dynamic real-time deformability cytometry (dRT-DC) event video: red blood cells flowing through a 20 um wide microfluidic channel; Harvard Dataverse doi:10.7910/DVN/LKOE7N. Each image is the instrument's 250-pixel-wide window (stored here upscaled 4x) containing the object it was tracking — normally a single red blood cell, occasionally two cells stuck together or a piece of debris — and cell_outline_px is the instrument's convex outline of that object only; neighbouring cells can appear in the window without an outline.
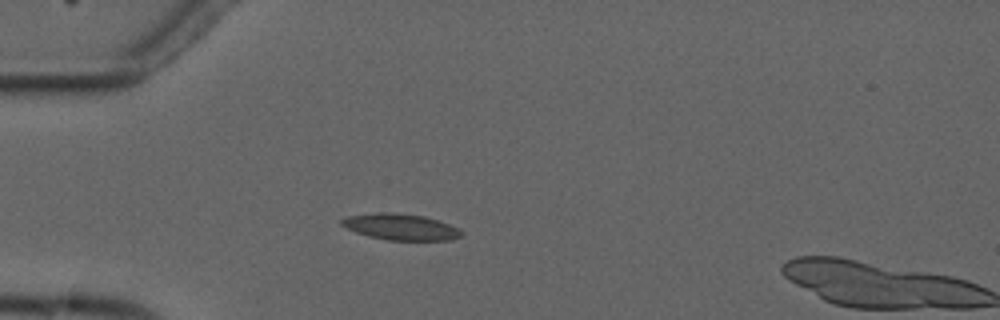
{"species": "common noctule bat (a hibernating species)", "species_latin": "Nyctalus noctula", "temperature_condition": "cold", "stored_images_in_passage": 3, "camera_frame_rate_fps": 3000, "um_per_image_px": 0.085, "animal": {"sex": "male", "forearm_length_mm": 52.5}, "frame": {"image": 1, "passage_image": 2, "time_ms": 1.333, "image_size_px": [1000, 320], "cell_outline_px": [[464, 232], [460, 236], [452, 240], [388, 240], [368, 236], [356, 232], [340, 224], [340, 220], [348, 216], [376, 212], [396, 212], [424, 216], [448, 224]], "centroid_in_image_um": [34.03, 19.28], "position_along_channel_um": 51.0, "area_um2": 18.21}}